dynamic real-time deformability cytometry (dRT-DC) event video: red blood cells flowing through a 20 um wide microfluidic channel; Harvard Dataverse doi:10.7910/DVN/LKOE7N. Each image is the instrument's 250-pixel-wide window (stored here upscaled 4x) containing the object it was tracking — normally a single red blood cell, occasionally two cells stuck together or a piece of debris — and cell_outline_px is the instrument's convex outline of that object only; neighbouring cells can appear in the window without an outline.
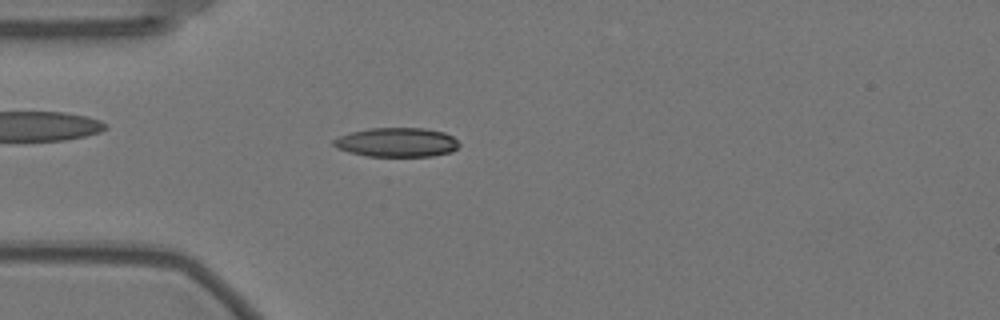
{"species": "Egyptian fruit bat (a non-hibernating species)", "species_latin": "Rousettus aegyptiacus", "temperature_condition": "warm", "stored_images_in_passage": 56, "camera_frame_rate_fps": 3000, "um_per_image_px": 0.085, "animal": {"sex": "female"}, "frame": {"image": 1, "passage_image": 15, "time_ms": 4.667, "image_size_px": [1000, 320], "cell_outline_px": [[460, 144], [452, 152], [432, 156], [368, 156], [348, 152], [336, 148], [332, 144], [332, 140], [340, 136], [352, 132], [368, 128], [424, 128], [444, 132], [452, 136]], "centroid_in_image_um": [33.72, 12.1], "position_along_channel_um": 51.3, "area_um2": 21.39}}
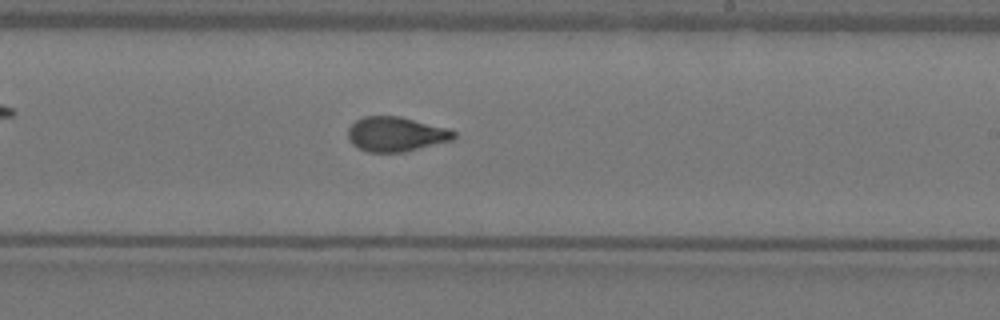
{"frame": {"image": 2, "passage_image": 33, "time_ms": 10.667, "image_size_px": [1000, 320], "cell_outline_px": [[456, 136], [452, 140], [404, 152], [368, 152], [352, 144], [348, 140], [348, 128], [356, 120], [364, 116], [400, 116], [448, 128], [456, 132]], "centroid_in_image_um": [33.65, 11.4], "position_along_channel_um": 255.3, "area_um2": 21.39}}
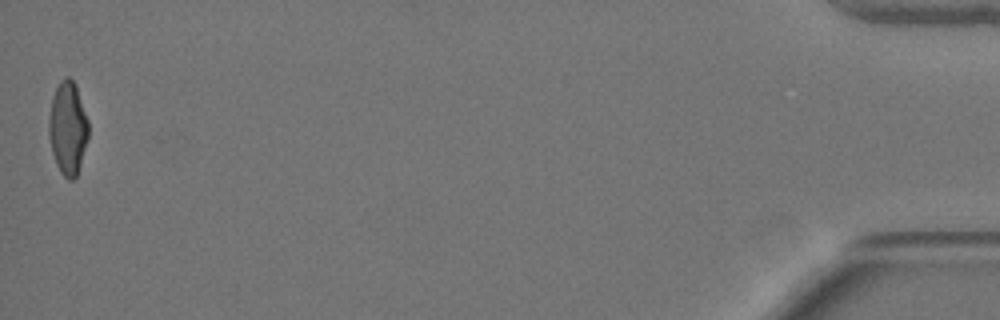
{"frame": {"image": 3, "passage_image": 56, "time_ms": 18.333, "image_size_px": [1000, 320], "cell_outline_px": [[88, 136], [80, 164], [76, 176], [72, 180], [68, 180], [60, 172], [56, 164], [52, 152], [48, 136], [48, 116], [52, 96], [60, 80], [64, 76], [68, 76], [76, 84], [88, 120]], "centroid_in_image_um": [5.74, 10.85], "position_along_channel_um": 429.5, "area_um2": 21.62}, "authors_computed_cell_mechanics": {"area_um2": 21.5594, "velocity_mm_per_s": 3.5361, "shape_relaxation_time_tau1_ms": 9.0945, "shape_relaxation_time_tau2_ms": 1.2576, "deformation_change_tau1": 0.2764, "deformation_change_tau2": 0.0655}}